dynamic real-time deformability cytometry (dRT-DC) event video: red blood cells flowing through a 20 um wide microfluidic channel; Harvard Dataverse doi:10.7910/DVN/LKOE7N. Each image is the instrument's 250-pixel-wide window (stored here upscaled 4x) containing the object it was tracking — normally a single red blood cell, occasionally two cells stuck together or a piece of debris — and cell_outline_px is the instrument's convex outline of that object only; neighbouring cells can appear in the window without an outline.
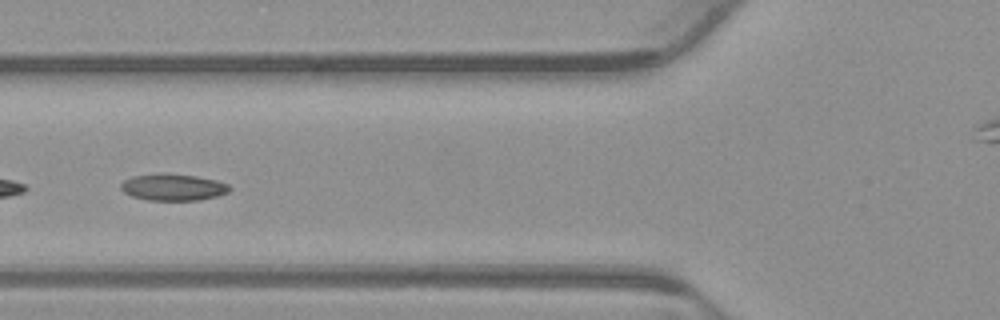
{"species": "common noctule bat (a hibernating species)", "species_latin": "Nyctalus noctula", "temperature_condition": "warm", "stored_images_in_passage": 49, "camera_frame_rate_fps": 3000, "um_per_image_px": 0.085, "animal": {"sex": "male", "body_mass_g": 23.1, "forearm_length_mm": 52.7}, "frame": {"image": 1, "passage_image": 15, "time_ms": 4.667, "image_size_px": [1000, 320], "cell_outline_px": [[232, 188], [228, 192], [216, 196], [200, 200], [148, 200], [132, 196], [124, 192], [120, 188], [120, 184], [124, 180], [132, 176], [164, 172], [196, 176], [216, 180], [228, 184]], "centroid_in_image_um": [14.7, 15.9], "position_along_channel_um": 111.1, "area_um2": 17.05}}
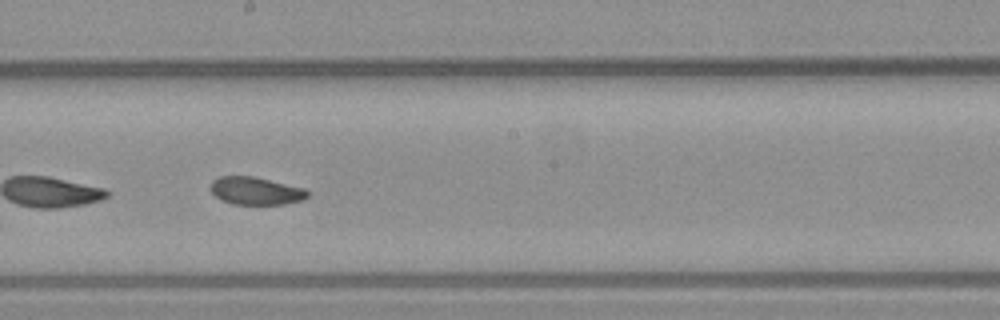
{"frame": {"image": 2, "passage_image": 24, "time_ms": 7.667, "image_size_px": [1000, 320], "cell_outline_px": [[308, 196], [300, 200], [284, 204], [232, 204], [220, 200], [212, 192], [212, 180], [220, 176], [252, 176], [304, 188], [308, 192]], "centroid_in_image_um": [21.71, 16.22], "position_along_channel_um": 226.5, "area_um2": 15.43}}
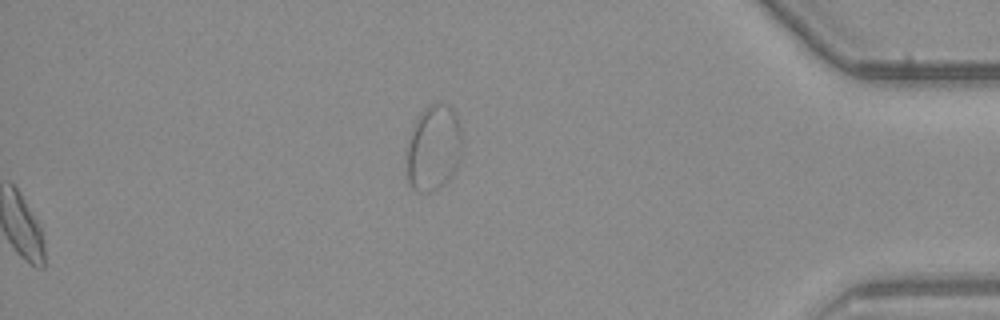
{"frame": {"image": 3, "passage_image": 49, "time_ms": 16.0, "image_size_px": [1000, 320], "cell_outline_px": [[460, 156], [456, 168], [452, 176], [444, 184], [432, 192], [420, 192], [412, 188], [404, 172], [412, 124], [428, 104], [436, 100], [448, 104], [456, 112], [460, 128]], "centroid_in_image_um": [36.82, 12.55], "position_along_channel_um": 398.4, "area_um2": 28.21}, "authors_computed_cell_mechanics": {"area_um2": 16.762, "velocity_mm_per_s": 3.8422, "shape_relaxation_time_tau1_ms": null, "shape_relaxation_time_tau2_ms": 5.0134, "deformation_change_tau1": null, "deformation_change_tau2": 0.1043}}